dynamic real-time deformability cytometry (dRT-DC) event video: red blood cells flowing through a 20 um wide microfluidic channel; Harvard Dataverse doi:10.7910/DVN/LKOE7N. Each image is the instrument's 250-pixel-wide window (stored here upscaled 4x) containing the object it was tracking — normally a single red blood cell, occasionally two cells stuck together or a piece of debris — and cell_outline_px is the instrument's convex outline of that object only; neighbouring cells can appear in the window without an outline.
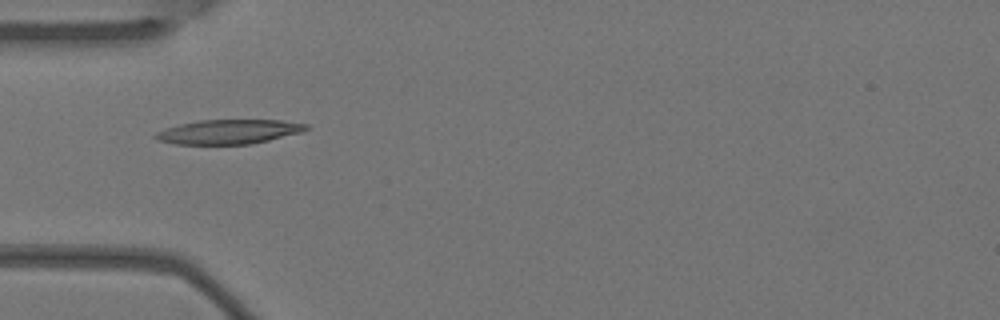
{"species": "Egyptian fruit bat (a non-hibernating species)", "species_latin": "Rousettus aegyptiacus", "temperature_condition": "warm", "stored_images_in_passage": 7, "camera_frame_rate_fps": 3000, "um_per_image_px": 0.085, "animal": {"sex": "female"}, "frame": {"image": 1, "passage_image": 5, "time_ms": 1.333, "image_size_px": [1000, 320], "cell_outline_px": [[308, 128], [300, 132], [252, 144], [176, 144], [156, 140], [152, 136], [156, 132], [164, 128], [180, 124], [200, 120], [280, 120], [308, 124]], "centroid_in_image_um": [19.38, 11.2], "position_along_channel_um": 65.6, "area_um2": 21.33}}
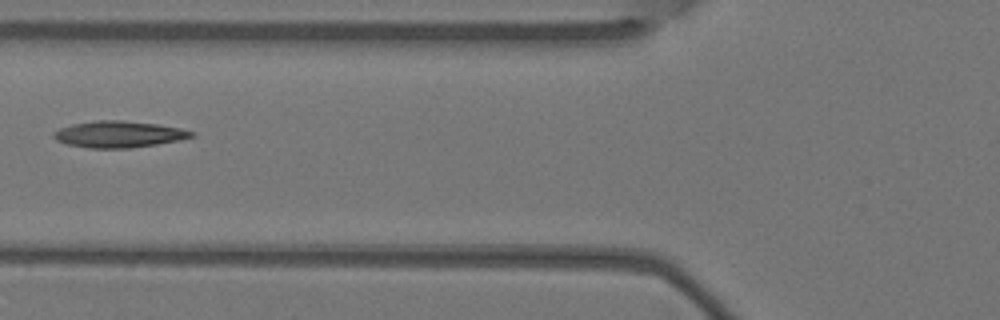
{"frame": {"image": 2, "passage_image": 6, "time_ms": 1.667, "image_size_px": [1000, 320], "cell_outline_px": [[196, 136], [180, 140], [132, 148], [88, 148], [68, 144], [56, 140], [52, 136], [52, 132], [60, 128], [72, 124], [96, 120], [124, 120], [156, 124], [180, 128], [196, 132]], "centroid_in_image_um": [10.11, 11.41], "position_along_channel_um": 115.7, "area_um2": 21.39}}
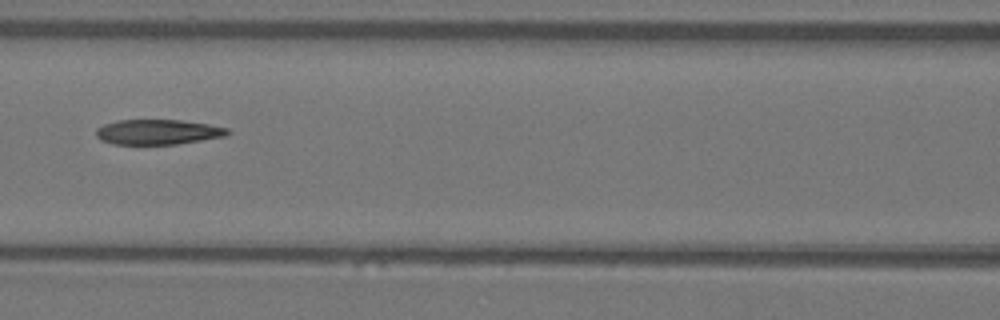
{"frame": {"image": 3, "passage_image": 7, "time_ms": 2.0, "image_size_px": [1000, 320], "cell_outline_px": [[232, 132], [228, 136], [176, 144], [112, 144], [100, 140], [96, 136], [96, 128], [104, 124], [116, 120], [180, 120], [208, 124], [228, 128]], "centroid_in_image_um": [13.43, 11.22], "position_along_channel_um": 153.2, "area_um2": 19.36}}